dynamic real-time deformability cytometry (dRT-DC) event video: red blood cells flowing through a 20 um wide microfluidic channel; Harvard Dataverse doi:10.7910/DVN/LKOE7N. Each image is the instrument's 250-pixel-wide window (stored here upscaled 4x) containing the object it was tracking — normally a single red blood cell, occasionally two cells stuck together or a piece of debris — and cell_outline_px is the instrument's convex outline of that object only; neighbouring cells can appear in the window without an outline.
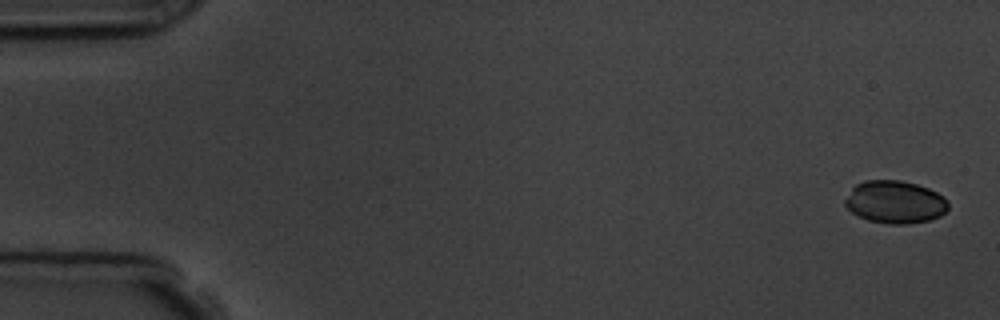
{"species": "common noctule bat (a hibernating species)", "species_latin": "Nyctalus noctula", "temperature_condition": "room temperature", "stored_images_in_passage": 5, "camera_frame_rate_fps": 3000, "um_per_image_px": 0.085, "animal": {"sex": "male", "body_mass_g": 19.5, "forearm_length_mm": 54.6}, "frame": {"image": 1, "passage_image": 1, "time_ms": 0.0, "image_size_px": [1000, 320], "cell_outline_px": [[948, 208], [940, 216], [928, 220], [908, 224], [888, 224], [868, 220], [852, 212], [844, 204], [844, 200], [852, 188], [856, 184], [864, 180], [900, 180], [916, 184], [928, 188], [944, 196], [948, 200]], "centroid_in_image_um": [76.08, 17.17], "position_along_channel_um": 8.9, "area_um2": 25.66}}